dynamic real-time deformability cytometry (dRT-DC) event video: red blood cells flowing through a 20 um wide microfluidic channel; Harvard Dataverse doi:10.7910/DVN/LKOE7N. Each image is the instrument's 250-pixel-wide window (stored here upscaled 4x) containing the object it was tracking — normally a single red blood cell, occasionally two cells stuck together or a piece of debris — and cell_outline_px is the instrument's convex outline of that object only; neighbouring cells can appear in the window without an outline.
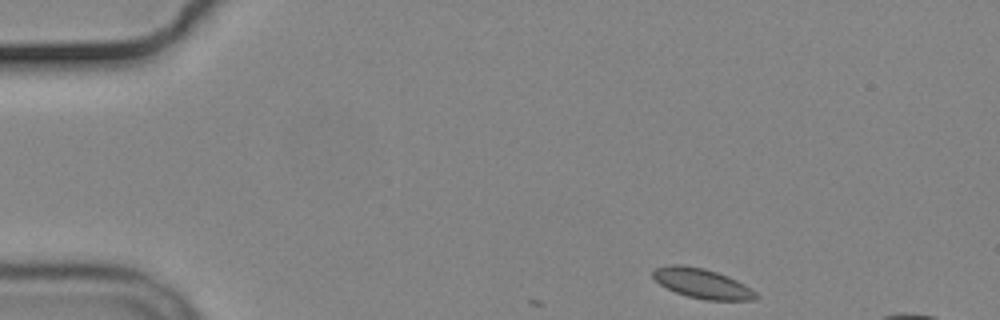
{"species": "common noctule bat (a hibernating species)", "species_latin": "Nyctalus noctula", "temperature_condition": "cold", "stored_images_in_passage": 4, "camera_frame_rate_fps": 3000, "um_per_image_px": 0.085, "animal": {"sex": "male", "body_mass_g": 19.2, "forearm_length_mm": 51.8}, "frame": {"image": 1, "passage_image": 1, "time_ms": 0.0, "image_size_px": [1000, 320], "cell_outline_px": [[760, 296], [756, 300], [704, 300], [688, 296], [676, 292], [660, 284], [652, 276], [652, 272], [656, 268], [672, 264], [680, 264], [704, 268], [728, 276], [744, 284], [756, 292]], "centroid_in_image_um": [59.71, 24.1], "position_along_channel_um": 25.3, "area_um2": 17.8}}